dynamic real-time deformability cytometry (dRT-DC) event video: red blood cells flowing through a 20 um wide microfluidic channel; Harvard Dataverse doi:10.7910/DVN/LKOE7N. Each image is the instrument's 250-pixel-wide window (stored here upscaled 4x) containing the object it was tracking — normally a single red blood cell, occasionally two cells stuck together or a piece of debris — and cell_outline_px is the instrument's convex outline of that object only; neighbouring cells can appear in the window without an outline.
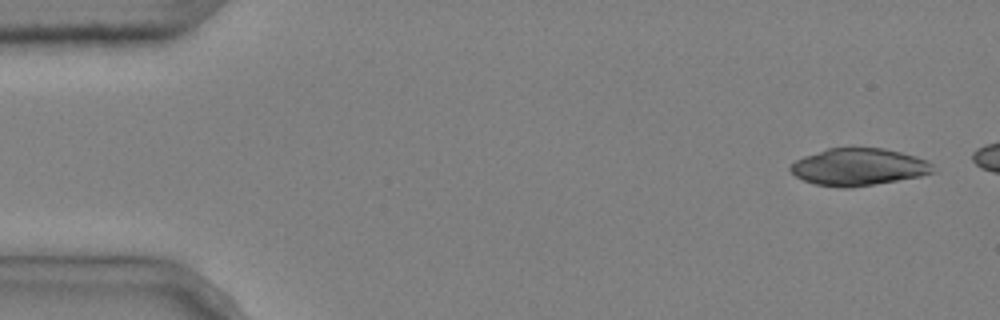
{"species": "common noctule bat (a hibernating species)", "species_latin": "Nyctalus noctula", "temperature_condition": "cold", "stored_images_in_passage": 3, "camera_frame_rate_fps": 3000, "um_per_image_px": 0.085, "animal": {"sex": "male", "body_mass_g": 20.4}, "frame": {"image": 1, "passage_image": 1, "time_ms": 0.0, "image_size_px": [1000, 320], "cell_outline_px": [[936, 172], [920, 176], [848, 188], [844, 188], [816, 184], [804, 180], [796, 176], [788, 168], [796, 160], [804, 156], [828, 148], [884, 148], [916, 156], [928, 160], [932, 164]], "centroid_in_image_um": [73.0, 14.18], "position_along_channel_um": 12.0, "area_um2": 30.63}}